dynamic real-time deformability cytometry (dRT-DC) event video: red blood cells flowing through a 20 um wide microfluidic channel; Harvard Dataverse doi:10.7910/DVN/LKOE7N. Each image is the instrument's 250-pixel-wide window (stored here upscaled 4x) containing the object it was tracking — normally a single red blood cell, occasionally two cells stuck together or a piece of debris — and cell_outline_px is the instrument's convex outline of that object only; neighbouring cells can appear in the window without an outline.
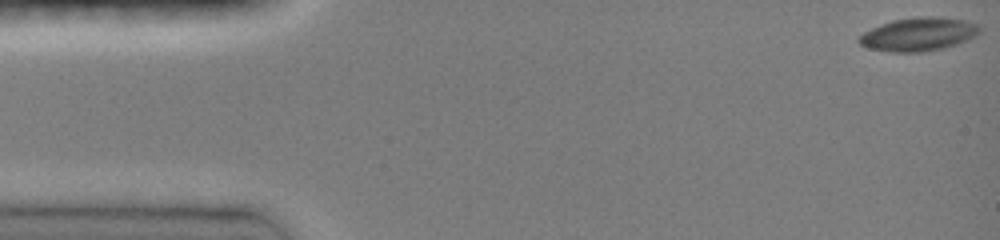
{"species": "common noctule bat (a hibernating species)", "species_latin": "Nyctalus noctula", "temperature_condition": "room temperature", "stored_images_in_passage": 45, "camera_frame_rate_fps": 3000, "um_per_image_px": 0.085, "animal": {"sex": "female", "body_mass_g": 19.0, "forearm_length_mm": 51.5}, "frame": {"image": 1, "passage_image": 1, "time_ms": 0.0, "image_size_px": [1000, 240], "cell_outline_px": [[980, 32], [976, 36], [968, 40], [944, 48], [924, 52], [892, 52], [868, 48], [860, 44], [856, 40], [864, 32], [880, 24], [892, 20], [916, 16], [940, 16], [968, 20], [976, 24], [980, 28]], "centroid_in_image_um": [78.09, 2.9], "position_along_channel_um": 6.9, "area_um2": 23.81}}
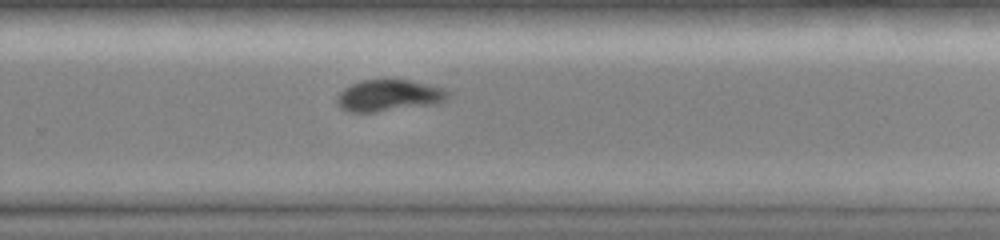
{"frame": {"image": 2, "passage_image": 32, "time_ms": 10.333, "image_size_px": [1000, 240], "cell_outline_px": [[448, 100], [440, 104], [376, 112], [348, 112], [340, 108], [336, 104], [336, 96], [344, 88], [352, 84], [364, 80], [408, 80], [444, 88], [448, 92]], "centroid_in_image_um": [33.06, 8.14], "position_along_channel_um": 296.7, "area_um2": 20.63}}
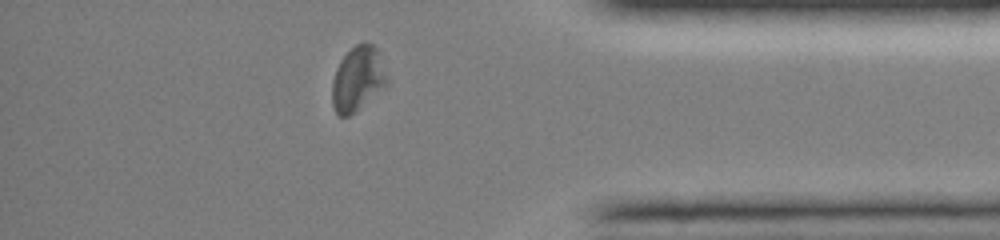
{"frame": {"image": 3, "passage_image": 41, "time_ms": 13.333, "image_size_px": [1000, 240], "cell_outline_px": [[392, 80], [388, 84], [348, 116], [340, 116], [336, 112], [332, 104], [332, 80], [336, 68], [340, 60], [356, 44], [364, 40], [372, 44], [376, 48]], "centroid_in_image_um": [30.44, 6.66], "position_along_channel_um": 404.8, "area_um2": 20.81}, "authors_computed_cell_mechanics": {"area_um2": 22.3108, "velocity_mm_per_s": 3.9971, "shape_relaxation_time_tau1_ms": 2.9111, "shape_relaxation_time_tau2_ms": 6.0967, "deformation_change_tau1": 0.1099, "deformation_change_tau2": 0.1466}}